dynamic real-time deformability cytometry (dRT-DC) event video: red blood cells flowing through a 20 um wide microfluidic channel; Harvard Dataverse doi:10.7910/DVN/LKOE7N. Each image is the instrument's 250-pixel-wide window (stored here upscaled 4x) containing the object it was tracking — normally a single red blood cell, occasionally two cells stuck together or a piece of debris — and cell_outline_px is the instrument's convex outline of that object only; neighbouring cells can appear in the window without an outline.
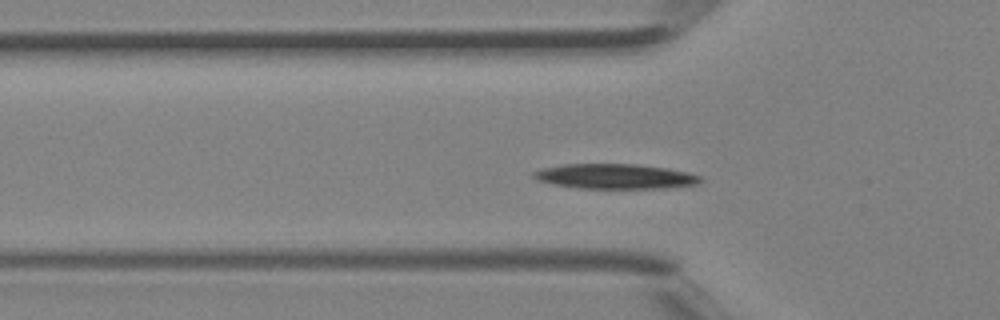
{"species": "Egyptian fruit bat (a non-hibernating species)", "species_latin": "Rousettus aegyptiacus", "temperature_condition": "room temperature", "stored_images_in_passage": 41, "camera_frame_rate_fps": 3000, "um_per_image_px": 0.085, "animal": {"sex": "female"}, "frame": {"image": 1, "passage_image": 11, "time_ms": 3.333, "image_size_px": [1000, 320], "cell_outline_px": [[704, 180], [696, 184], [664, 188], [580, 188], [552, 184], [540, 180], [532, 176], [532, 172], [540, 168], [564, 164], [636, 164], [668, 168], [688, 172], [700, 176]], "centroid_in_image_um": [52.28, 14.98], "position_along_channel_um": 73.5, "area_um2": 24.22}}
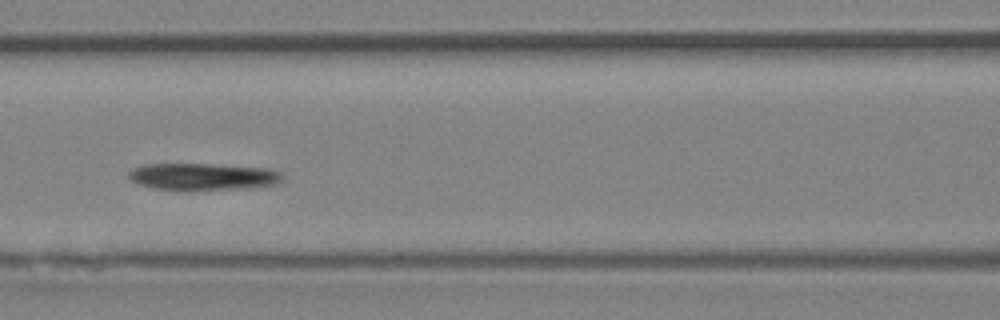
{"frame": {"image": 2, "passage_image": 16, "time_ms": 5.0, "image_size_px": [1000, 320], "cell_outline_px": [[284, 176], [276, 184], [260, 188], [152, 188], [140, 184], [132, 180], [128, 176], [128, 172], [132, 168], [144, 164], [212, 164], [268, 168], [280, 172]], "centroid_in_image_um": [17.29, 14.98], "position_along_channel_um": 149.3, "area_um2": 23.58}}
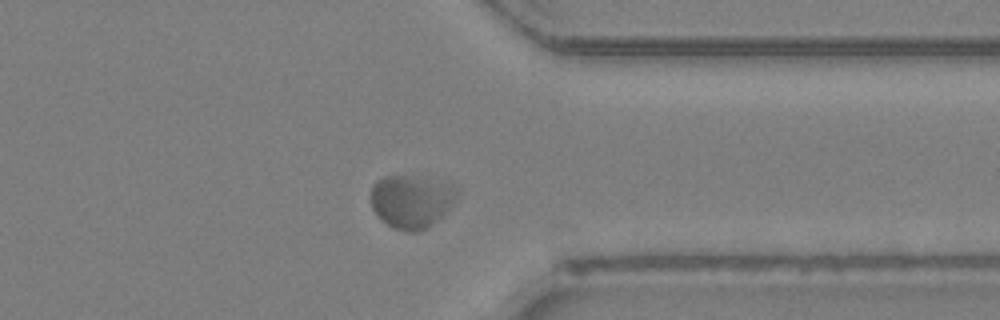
{"frame": {"image": 3, "passage_image": 31, "time_ms": 10.0, "image_size_px": [1000, 320], "cell_outline_px": [[456, 200], [428, 228], [416, 232], [408, 232], [392, 228], [380, 220], [376, 216], [372, 208], [372, 184], [376, 180], [384, 176], [408, 176], [444, 184], [456, 188]], "centroid_in_image_um": [34.88, 17.16], "position_along_channel_um": 376.5, "area_um2": 26.07}}